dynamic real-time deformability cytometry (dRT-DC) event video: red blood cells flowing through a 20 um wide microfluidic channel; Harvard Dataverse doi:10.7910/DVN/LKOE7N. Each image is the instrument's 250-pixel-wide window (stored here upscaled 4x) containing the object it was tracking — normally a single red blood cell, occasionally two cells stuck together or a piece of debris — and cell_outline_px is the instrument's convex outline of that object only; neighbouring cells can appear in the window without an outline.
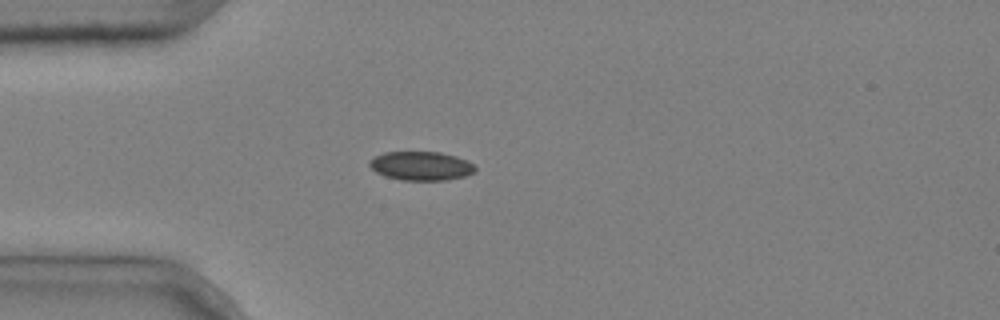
{"species": "common noctule bat (a hibernating species)", "species_latin": "Nyctalus noctula", "temperature_condition": "cold", "stored_images_in_passage": 1, "camera_frame_rate_fps": 3000, "um_per_image_px": 0.085, "animal": {"sex": "male", "body_mass_g": 20.4}, "frame": {"image": 1, "passage_image": 1, "time_ms": 0.0, "image_size_px": [1000, 320], "cell_outline_px": [[476, 168], [472, 172], [464, 176], [444, 180], [400, 180], [384, 176], [376, 172], [368, 164], [368, 160], [384, 152], [440, 152], [456, 156], [468, 160]], "centroid_in_image_um": [35.75, 14.1], "position_along_channel_um": 49.2, "area_um2": 17.74}}